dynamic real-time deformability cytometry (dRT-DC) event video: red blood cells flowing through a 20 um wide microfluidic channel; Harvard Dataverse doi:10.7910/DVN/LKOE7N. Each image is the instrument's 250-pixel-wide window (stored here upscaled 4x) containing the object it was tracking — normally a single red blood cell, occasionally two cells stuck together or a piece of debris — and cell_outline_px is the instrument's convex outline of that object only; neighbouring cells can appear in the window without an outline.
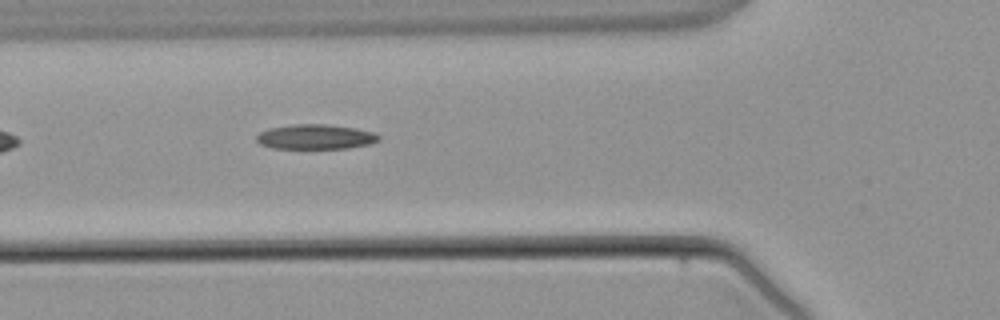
{"species": "common noctule bat (a hibernating species)", "species_latin": "Nyctalus noctula", "temperature_condition": "warm", "stored_images_in_passage": 4, "segment_of_instrument_passage": [2, 2], "camera_frame_rate_fps": 3000, "um_per_image_px": 0.085, "animal": {"sex": "male", "body_mass_g": 21.5, "forearm_length_mm": 52.0}, "frame": {"image": 1, "passage_image": 4, "time_ms": 3.667, "image_size_px": [1000, 320], "cell_outline_px": [[380, 140], [368, 144], [348, 148], [272, 148], [260, 144], [256, 140], [256, 136], [260, 132], [268, 128], [292, 124], [324, 124], [352, 128], [372, 132], [380, 136]], "centroid_in_image_um": [26.77, 11.63], "position_along_channel_um": 99.0, "area_um2": 17.51}}